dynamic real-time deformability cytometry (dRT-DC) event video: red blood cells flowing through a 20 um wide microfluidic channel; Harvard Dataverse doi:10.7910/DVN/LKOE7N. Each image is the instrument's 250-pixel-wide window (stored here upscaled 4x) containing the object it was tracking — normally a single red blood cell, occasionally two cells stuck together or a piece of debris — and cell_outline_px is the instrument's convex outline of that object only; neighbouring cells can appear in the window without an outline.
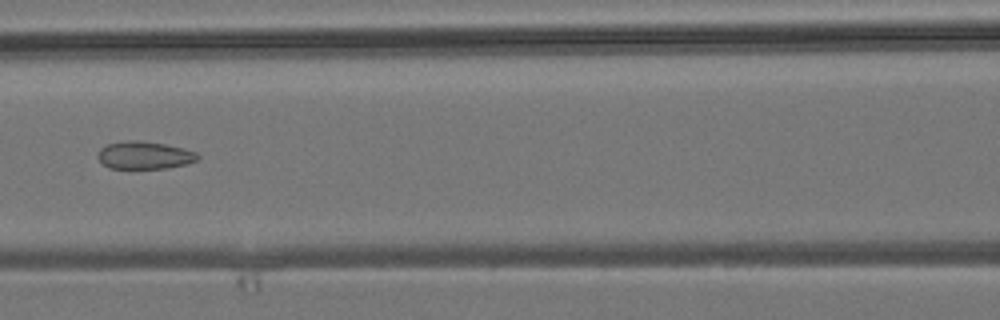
{"species": "common noctule bat (a hibernating species)", "species_latin": "Nyctalus noctula", "temperature_condition": "room temperature", "stored_images_in_passage": 3, "camera_frame_rate_fps": 3000, "um_per_image_px": 0.085, "animal": {"sex": "male", "body_mass_g": 19.2, "forearm_length_mm": 51.8}, "frame": {"image": 1, "passage_image": 3, "time_ms": 2.333, "image_size_px": [1000, 320], "cell_outline_px": [[200, 156], [196, 160], [184, 164], [168, 168], [108, 168], [96, 156], [96, 152], [100, 148], [108, 144], [128, 140], [140, 140], [164, 144], [184, 148], [196, 152]], "centroid_in_image_um": [12.25, 13.19], "position_along_channel_um": 154.4, "area_um2": 16.07}}